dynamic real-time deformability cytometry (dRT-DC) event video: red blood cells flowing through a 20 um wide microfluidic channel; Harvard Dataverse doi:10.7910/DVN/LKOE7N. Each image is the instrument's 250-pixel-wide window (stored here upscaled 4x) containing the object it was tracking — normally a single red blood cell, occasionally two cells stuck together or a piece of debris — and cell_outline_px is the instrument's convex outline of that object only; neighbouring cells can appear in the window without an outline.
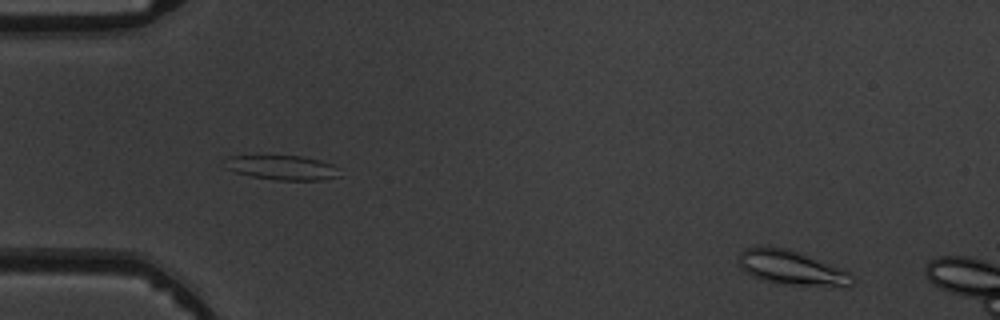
{"species": "common noctule bat (a hibernating species)", "species_latin": "Nyctalus noctula", "temperature_condition": "warm", "stored_images_in_passage": 3, "camera_frame_rate_fps": 3000, "um_per_image_px": 0.085, "animal": {"sex": "male", "body_mass_g": 19.5, "forearm_length_mm": 54.6}, "frame": {"image": 1, "passage_image": 1, "time_ms": 0.0, "image_size_px": [1000, 320], "cell_outline_px": [[856, 280], [848, 288], [840, 288], [776, 284], [752, 276], [744, 272], [740, 268], [736, 256], [744, 248], [756, 244], [788, 248], [852, 272]], "centroid_in_image_um": [67.29, 22.77], "position_along_channel_um": 17.7, "area_um2": 24.1}}